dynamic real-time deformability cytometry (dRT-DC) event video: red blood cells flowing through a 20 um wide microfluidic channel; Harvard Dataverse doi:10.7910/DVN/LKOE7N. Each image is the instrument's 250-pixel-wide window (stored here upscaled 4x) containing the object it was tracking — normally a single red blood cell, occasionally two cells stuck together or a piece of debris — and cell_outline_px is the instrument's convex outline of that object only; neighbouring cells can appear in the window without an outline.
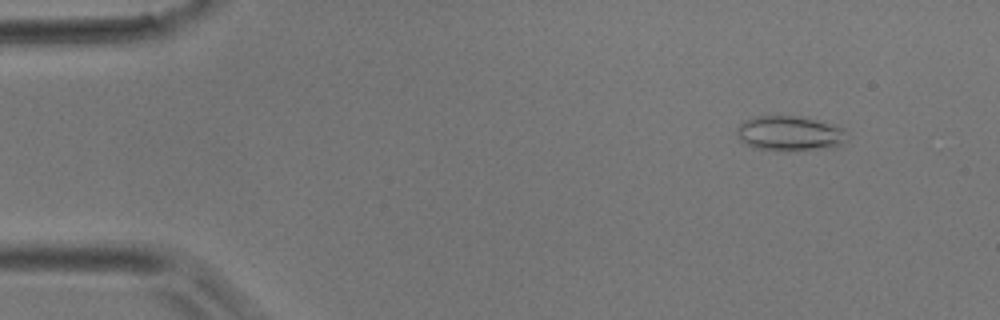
{"species": "common noctule bat (a hibernating species)", "species_latin": "Nyctalus noctula", "temperature_condition": "room temperature", "stored_images_in_passage": 4, "camera_frame_rate_fps": 3000, "um_per_image_px": 0.085, "animal": {"sex": "male", "body_mass_g": 17.9}, "frame": {"image": 1, "passage_image": 1, "time_ms": 0.0, "image_size_px": [1000, 320], "cell_outline_px": [[844, 140], [836, 148], [784, 152], [756, 148], [744, 144], [740, 140], [736, 132], [736, 128], [744, 120], [756, 116], [804, 116], [836, 124], [844, 128]], "centroid_in_image_um": [67.12, 11.35], "position_along_channel_um": 17.9, "area_um2": 23.06}}